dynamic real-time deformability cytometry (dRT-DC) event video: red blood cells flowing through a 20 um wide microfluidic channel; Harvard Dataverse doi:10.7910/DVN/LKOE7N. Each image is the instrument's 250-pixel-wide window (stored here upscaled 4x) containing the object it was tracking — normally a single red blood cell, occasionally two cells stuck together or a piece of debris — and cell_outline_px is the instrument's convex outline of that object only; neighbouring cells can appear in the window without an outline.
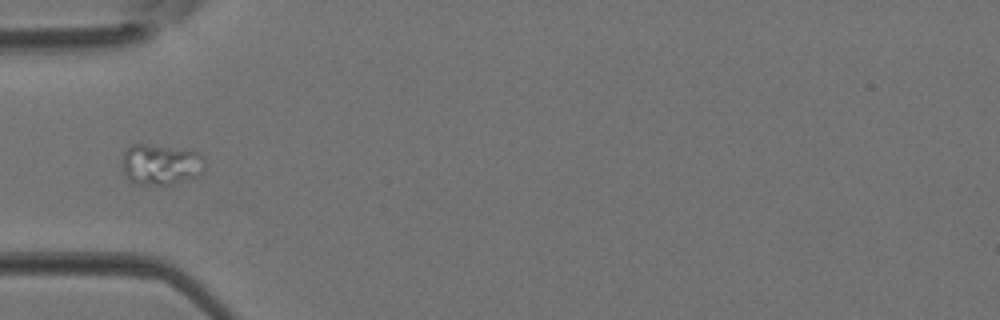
{"species": "Egyptian fruit bat (a non-hibernating species)", "species_latin": "Rousettus aegyptiacus", "temperature_condition": "room temperature", "stored_images_in_passage": 1, "camera_frame_rate_fps": 3000, "um_per_image_px": 0.085, "animal": {"sex": "female"}, "frame": {"image": 1, "passage_image": 1, "time_ms": 0.0, "image_size_px": [1000, 320], "cell_outline_px": [[204, 168], [196, 176], [172, 184], [132, 184], [124, 176], [124, 152], [132, 144], [144, 144], [184, 148], [200, 152], [204, 156]], "centroid_in_image_um": [13.68, 13.96], "position_along_channel_um": 71.3, "area_um2": 19.71}}